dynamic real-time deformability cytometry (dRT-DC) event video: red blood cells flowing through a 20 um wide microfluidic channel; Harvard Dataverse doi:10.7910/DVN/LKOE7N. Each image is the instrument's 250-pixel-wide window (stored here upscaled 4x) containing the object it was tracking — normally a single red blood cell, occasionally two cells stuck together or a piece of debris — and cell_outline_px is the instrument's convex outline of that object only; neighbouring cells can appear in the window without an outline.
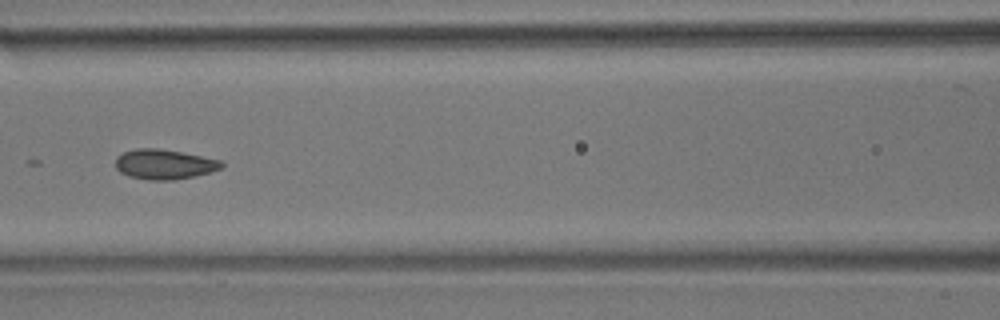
{"species": "common noctule bat (a hibernating species)", "species_latin": "Nyctalus noctula", "temperature_condition": "room temperature", "stored_images_in_passage": 9, "camera_frame_rate_fps": 3000, "um_per_image_px": 0.085, "animal": {"sex": "male", "body_mass_g": 17.9}, "frame": {"image": 1, "passage_image": 6, "time_ms": 5.667, "image_size_px": [1000, 320], "cell_outline_px": [[224, 164], [220, 168], [212, 172], [172, 180], [148, 180], [128, 176], [120, 172], [116, 168], [116, 156], [124, 152], [136, 148], [156, 148], [180, 152], [220, 160]], "centroid_in_image_um": [13.92, 13.97], "position_along_channel_um": 152.7, "area_um2": 18.32}}
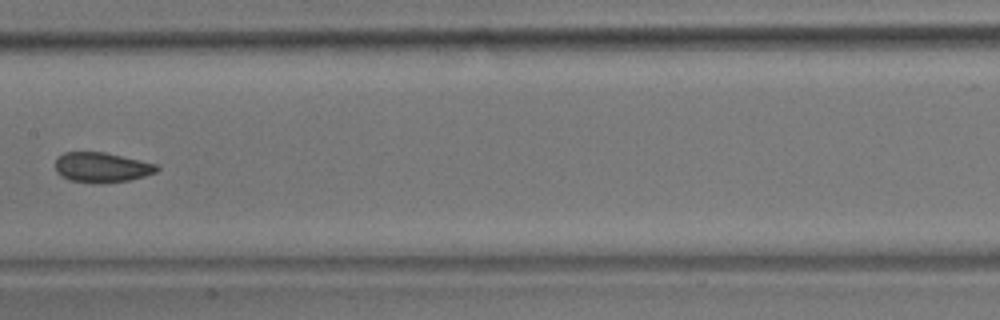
{"frame": {"image": 2, "passage_image": 7, "time_ms": 7.0, "image_size_px": [1000, 320], "cell_outline_px": [[160, 168], [156, 172], [144, 176], [128, 180], [92, 184], [68, 180], [60, 176], [56, 172], [56, 160], [64, 152], [104, 152], [156, 164]], "centroid_in_image_um": [8.61, 14.24], "position_along_channel_um": 198.8, "area_um2": 17.69}}